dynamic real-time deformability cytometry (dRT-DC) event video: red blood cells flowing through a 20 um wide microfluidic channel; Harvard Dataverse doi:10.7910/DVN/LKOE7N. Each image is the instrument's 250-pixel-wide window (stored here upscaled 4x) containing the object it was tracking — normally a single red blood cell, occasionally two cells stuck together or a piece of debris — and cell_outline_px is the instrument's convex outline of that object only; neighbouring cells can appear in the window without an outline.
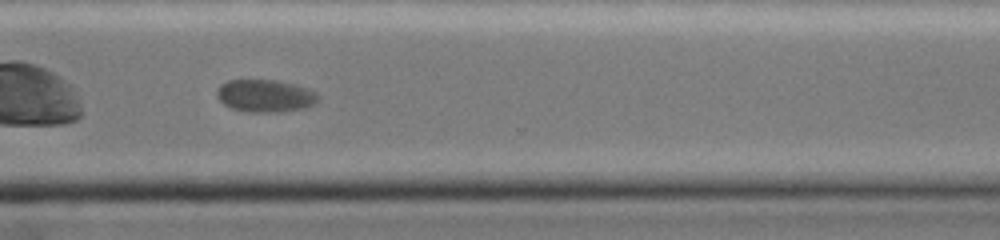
{"species": "common noctule bat (a hibernating species)", "species_latin": "Nyctalus noctula", "temperature_condition": "cold", "stored_images_in_passage": 32, "camera_frame_rate_fps": 3000, "um_per_image_px": 0.085, "animal": {"sex": "female", "body_mass_g": 19.0, "forearm_length_mm": 51.5}, "frame": {"image": 1, "passage_image": 23, "time_ms": 7.333, "image_size_px": [1000, 240], "cell_outline_px": [[320, 100], [304, 108], [276, 112], [248, 112], [232, 108], [224, 104], [216, 96], [216, 92], [220, 84], [228, 80], [276, 80], [296, 84], [308, 88], [316, 92], [320, 96]], "centroid_in_image_um": [22.55, 8.13], "position_along_channel_um": 348.0, "area_um2": 19.31}, "authors_computed_cell_mechanics": {"area_um2": 20.1433, "velocity_mm_per_s": 3.9506, "shape_relaxation_time_tau1_ms": 6.8318, "shape_relaxation_time_tau2_ms": null, "deformation_change_tau1": 0.1102, "deformation_change_tau2": null}}